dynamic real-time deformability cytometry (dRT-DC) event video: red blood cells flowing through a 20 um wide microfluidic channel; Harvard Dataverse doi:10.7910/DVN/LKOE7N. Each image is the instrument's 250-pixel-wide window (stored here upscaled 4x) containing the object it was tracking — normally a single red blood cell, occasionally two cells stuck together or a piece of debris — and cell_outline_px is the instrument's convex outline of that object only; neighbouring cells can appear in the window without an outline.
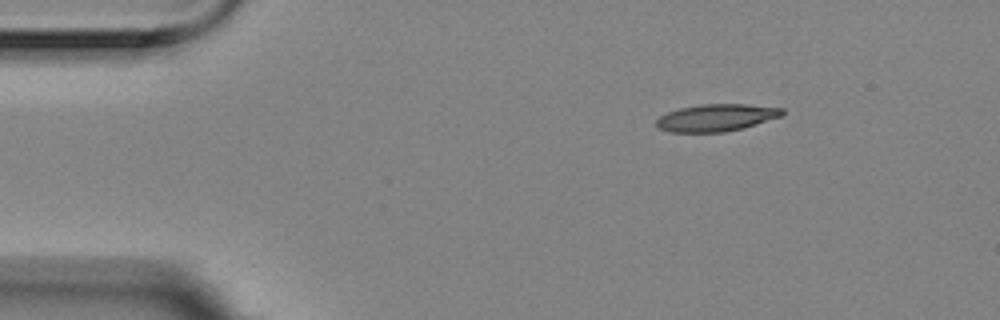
{"species": "Egyptian fruit bat (a non-hibernating species)", "species_latin": "Rousettus aegyptiacus", "temperature_condition": "room temperature", "stored_images_in_passage": 4, "camera_frame_rate_fps": 3000, "um_per_image_px": 0.085, "animal": {"sex": "female"}, "frame": {"image": 1, "passage_image": 1, "time_ms": 0.0, "image_size_px": [1000, 320], "cell_outline_px": [[784, 116], [744, 128], [724, 132], [668, 132], [660, 128], [656, 124], [656, 120], [660, 116], [668, 112], [680, 108], [700, 104], [748, 104], [784, 108]], "centroid_in_image_um": [60.94, 10.0], "position_along_channel_um": 24.1, "area_um2": 20.11}}
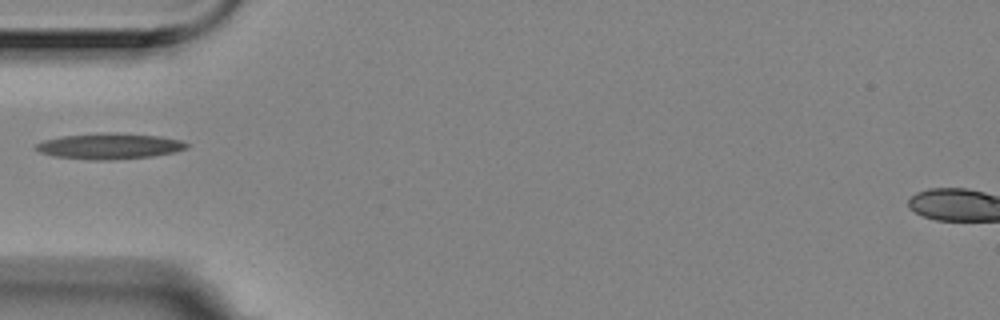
{"frame": {"image": 2, "passage_image": 4, "time_ms": 1.0, "image_size_px": [1000, 320], "cell_outline_px": [[188, 148], [176, 152], [152, 156], [112, 160], [88, 160], [56, 156], [40, 152], [32, 148], [36, 144], [44, 140], [60, 136], [100, 132], [116, 132], [160, 136], [180, 140], [188, 144]], "centroid_in_image_um": [9.29, 12.41], "position_along_channel_um": 75.7, "area_um2": 23.0}}